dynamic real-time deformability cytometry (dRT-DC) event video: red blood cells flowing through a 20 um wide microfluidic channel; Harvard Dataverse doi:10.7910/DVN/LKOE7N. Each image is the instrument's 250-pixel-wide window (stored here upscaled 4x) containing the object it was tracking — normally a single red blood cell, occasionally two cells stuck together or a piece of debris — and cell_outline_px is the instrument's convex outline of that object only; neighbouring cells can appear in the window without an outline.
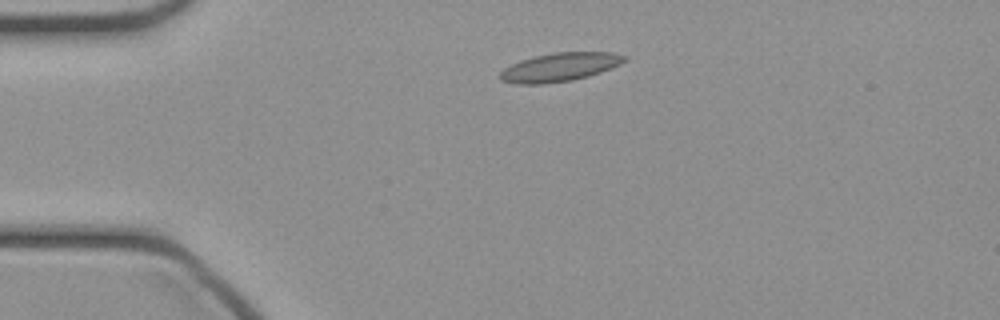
{"species": "common noctule bat (a hibernating species)", "species_latin": "Nyctalus noctula", "temperature_condition": "cold", "stored_images_in_passage": 38, "camera_frame_rate_fps": 3000, "um_per_image_px": 0.085, "animal": {"sex": "female", "body_mass_g": 21.9}, "frame": {"image": 1, "passage_image": 1, "time_ms": 0.0, "image_size_px": [1000, 320], "cell_outline_px": [[628, 60], [620, 64], [600, 72], [588, 76], [572, 80], [544, 84], [516, 84], [500, 80], [496, 76], [504, 68], [520, 60], [552, 52], [612, 52], [628, 56]], "centroid_in_image_um": [47.56, 5.71], "position_along_channel_um": 37.4, "area_um2": 20.87}}
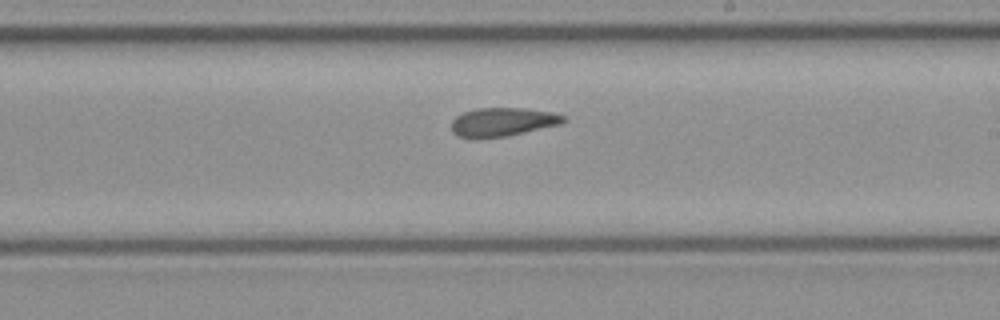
{"frame": {"image": 2, "passage_image": 18, "time_ms": 5.667, "image_size_px": [1000, 320], "cell_outline_px": [[568, 120], [560, 124], [508, 136], [476, 140], [456, 136], [452, 132], [452, 120], [456, 116], [464, 112], [476, 108], [524, 108], [552, 112], [568, 116]], "centroid_in_image_um": [42.71, 10.39], "position_along_channel_um": 246.3, "area_um2": 19.19}}
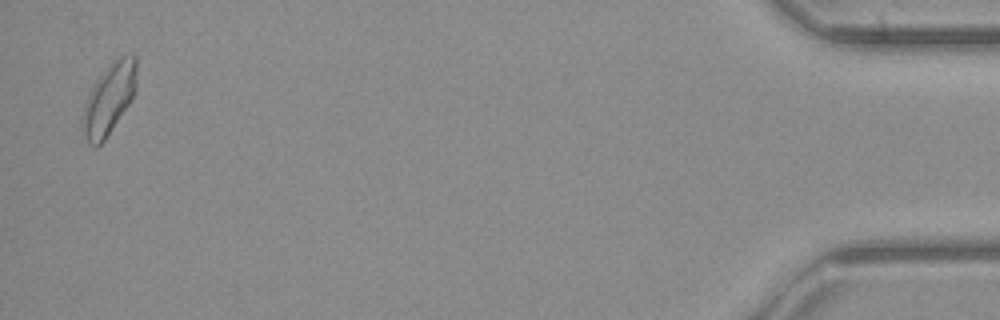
{"frame": {"image": 3, "passage_image": 37, "time_ms": 12.0, "image_size_px": [1000, 320], "cell_outline_px": [[136, 88], [128, 104], [104, 140], [96, 148], [88, 144], [80, 128], [80, 116], [88, 92], [96, 80], [108, 64], [112, 60], [120, 56], [136, 56]], "centroid_in_image_um": [9.19, 8.43], "position_along_channel_um": 426.0, "area_um2": 22.48}}